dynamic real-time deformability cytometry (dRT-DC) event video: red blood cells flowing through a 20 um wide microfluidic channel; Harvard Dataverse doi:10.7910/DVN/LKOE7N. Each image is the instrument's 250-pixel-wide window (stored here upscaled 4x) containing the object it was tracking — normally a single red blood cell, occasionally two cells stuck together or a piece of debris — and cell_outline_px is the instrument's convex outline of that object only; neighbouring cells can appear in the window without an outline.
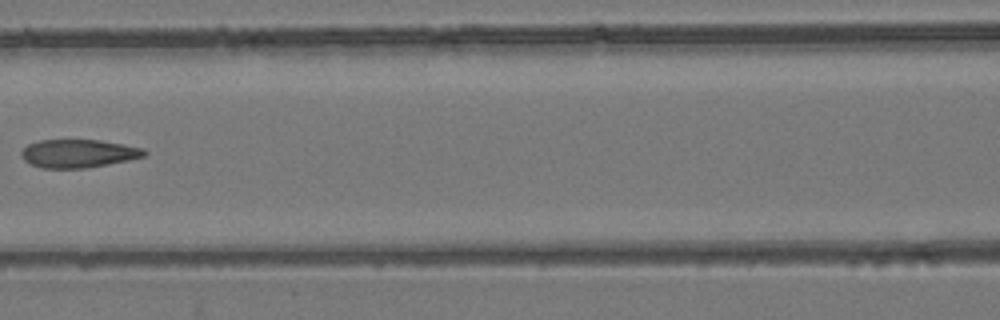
{"species": "common noctule bat (a hibernating species)", "species_latin": "Nyctalus noctula", "temperature_condition": "room temperature", "stored_images_in_passage": 8, "camera_frame_rate_fps": 3000, "um_per_image_px": 0.085, "animal": {"sex": "female", "body_mass_g": 24.6, "forearm_length_mm": 56.2}, "frame": {"image": 1, "passage_image": 7, "time_ms": 2.0, "image_size_px": [1000, 320], "cell_outline_px": [[148, 152], [144, 156], [128, 160], [108, 164], [84, 168], [40, 168], [24, 160], [20, 156], [20, 152], [28, 144], [40, 140], [100, 140], [144, 148]], "centroid_in_image_um": [6.65, 13.04], "position_along_channel_um": 160.0, "area_um2": 20.17}}
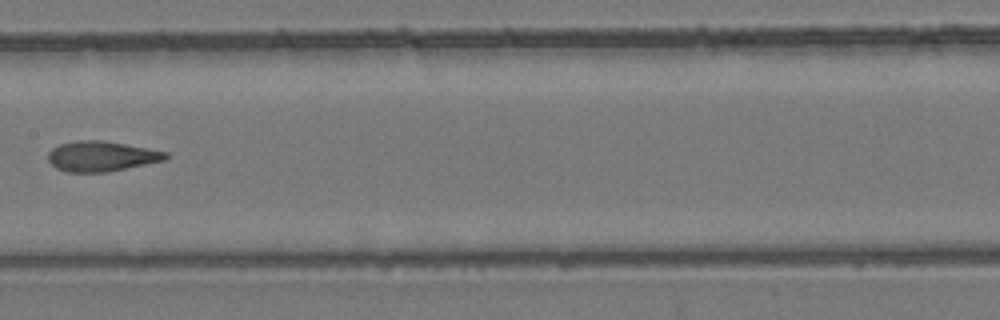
{"frame": {"image": 2, "passage_image": 8, "time_ms": 2.333, "image_size_px": [1000, 320], "cell_outline_px": [[168, 156], [164, 160], [108, 172], [68, 172], [56, 168], [48, 160], [48, 152], [52, 148], [60, 144], [76, 140], [100, 140], [148, 148], [168, 152]], "centroid_in_image_um": [8.6, 13.28], "position_along_channel_um": 198.8, "area_um2": 20.58}}